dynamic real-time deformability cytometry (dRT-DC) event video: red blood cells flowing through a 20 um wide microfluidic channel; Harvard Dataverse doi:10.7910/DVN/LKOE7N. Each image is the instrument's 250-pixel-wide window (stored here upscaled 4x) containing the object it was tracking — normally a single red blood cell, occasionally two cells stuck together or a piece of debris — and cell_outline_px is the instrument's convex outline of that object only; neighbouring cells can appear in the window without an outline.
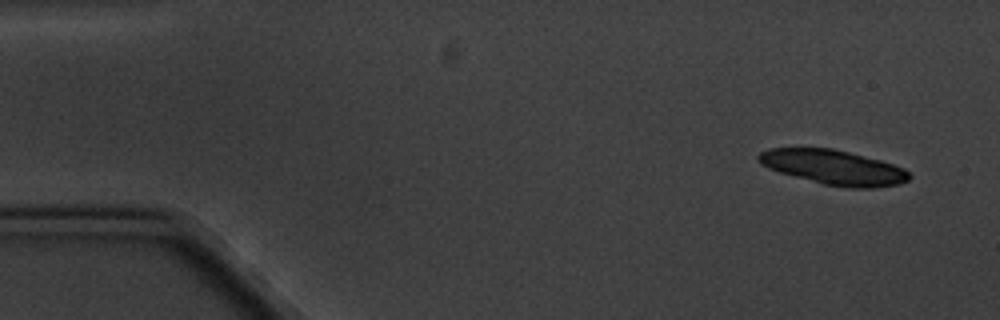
{"species": "common noctule bat (a hibernating species)", "species_latin": "Nyctalus noctula", "temperature_condition": "cold", "stored_images_in_passage": 6, "camera_frame_rate_fps": 3000, "um_per_image_px": 0.085, "animal": {"sex": "male", "body_mass_g": 20.1, "forearm_length_mm": 53.5}, "frame": {"image": 1, "passage_image": 1, "time_ms": 0.0, "image_size_px": [1000, 320], "cell_outline_px": [[912, 176], [908, 180], [900, 184], [876, 188], [844, 188], [824, 184], [780, 172], [768, 168], [760, 164], [756, 160], [756, 156], [760, 152], [768, 148], [832, 148], [880, 160], [904, 168]], "centroid_in_image_um": [70.84, 14.23], "position_along_channel_um": 14.2, "area_um2": 30.52}}